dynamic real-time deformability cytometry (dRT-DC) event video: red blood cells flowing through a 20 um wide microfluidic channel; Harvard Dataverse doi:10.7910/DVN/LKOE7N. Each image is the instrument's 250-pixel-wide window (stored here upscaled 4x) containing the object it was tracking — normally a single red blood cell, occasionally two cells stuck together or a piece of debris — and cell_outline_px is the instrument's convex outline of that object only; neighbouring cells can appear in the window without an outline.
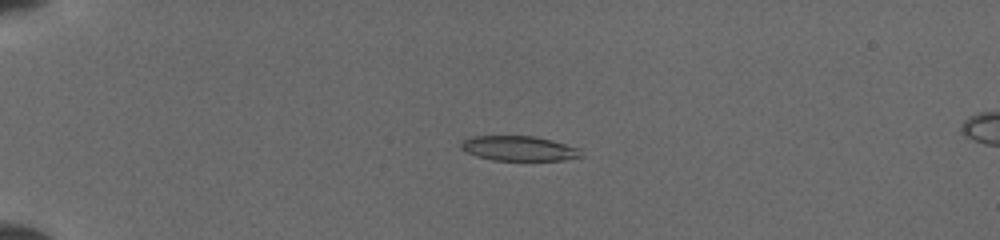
{"species": "common noctule bat (a hibernating species)", "species_latin": "Nyctalus noctula", "temperature_condition": "cold", "stored_images_in_passage": 24, "camera_frame_rate_fps": 3000, "um_per_image_px": 0.085, "animal": {"sex": "female", "body_mass_g": 19.5, "forearm_length_mm": 54.1}, "frame": {"image": 1, "passage_image": 9, "time_ms": 3.333, "image_size_px": [1000, 240], "cell_outline_px": [[584, 156], [564, 160], [492, 160], [476, 156], [460, 148], [460, 144], [464, 140], [472, 136], [532, 136], [580, 148]], "centroid_in_image_um": [44.1, 12.62], "position_along_channel_um": 40.9, "area_um2": 17.22}}
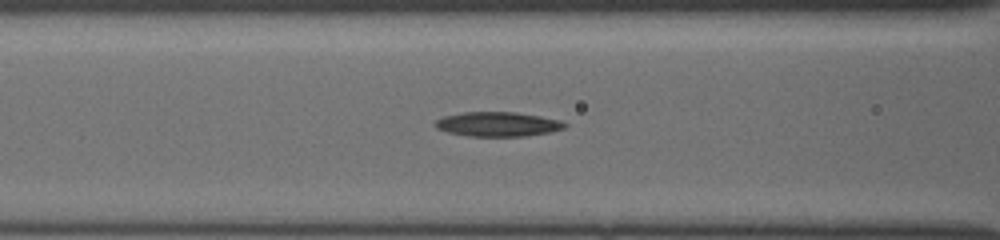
{"frame": {"image": 2, "passage_image": 18, "time_ms": 6.667, "image_size_px": [1000, 240], "cell_outline_px": [[568, 124], [564, 128], [548, 132], [524, 136], [468, 136], [448, 132], [436, 128], [432, 124], [436, 120], [444, 116], [464, 112], [516, 112], [540, 116], [560, 120]], "centroid_in_image_um": [42.28, 10.55], "position_along_channel_um": 124.3, "area_um2": 18.44}}
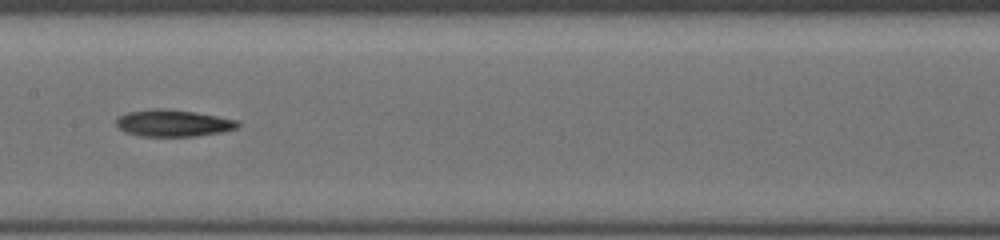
{"frame": {"image": 3, "passage_image": 22, "time_ms": 8.333, "image_size_px": [1000, 240], "cell_outline_px": [[240, 124], [236, 128], [220, 132], [192, 136], [144, 136], [128, 132], [120, 128], [116, 124], [116, 120], [120, 116], [128, 112], [152, 108], [164, 108], [196, 112], [236, 120]], "centroid_in_image_um": [14.71, 10.45], "position_along_channel_um": 192.7, "area_um2": 18.67}}